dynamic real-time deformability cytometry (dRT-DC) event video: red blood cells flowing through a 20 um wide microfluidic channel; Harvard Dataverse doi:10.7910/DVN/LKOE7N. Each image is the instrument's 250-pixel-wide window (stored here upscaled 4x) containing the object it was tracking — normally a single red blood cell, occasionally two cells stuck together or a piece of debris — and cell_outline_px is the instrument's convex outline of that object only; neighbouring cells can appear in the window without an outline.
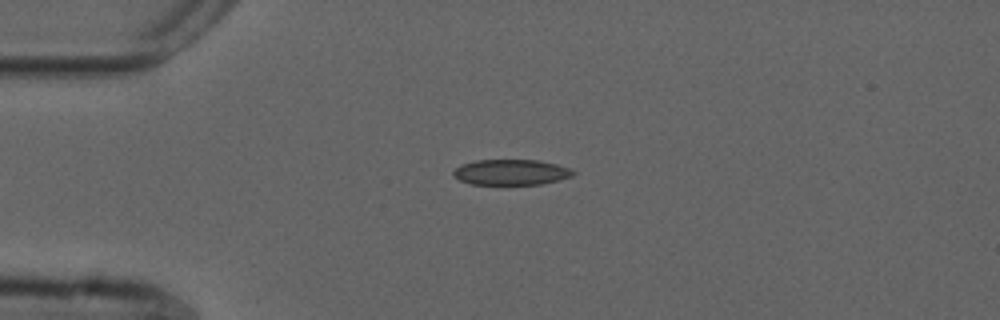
{"species": "common noctule bat (a hibernating species)", "species_latin": "Nyctalus noctula", "temperature_condition": "cold", "stored_images_in_passage": 32, "camera_frame_rate_fps": 3000, "um_per_image_px": 0.085, "animal": {"sex": "male", "forearm_length_mm": 52.5}, "frame": {"image": 1, "passage_image": 1, "time_ms": 0.0, "image_size_px": [1000, 320], "cell_outline_px": [[576, 172], [572, 176], [540, 184], [472, 184], [460, 180], [452, 176], [452, 172], [460, 164], [476, 160], [540, 160], [572, 168]], "centroid_in_image_um": [43.43, 14.63], "position_along_channel_um": 41.6, "area_um2": 17.86}}
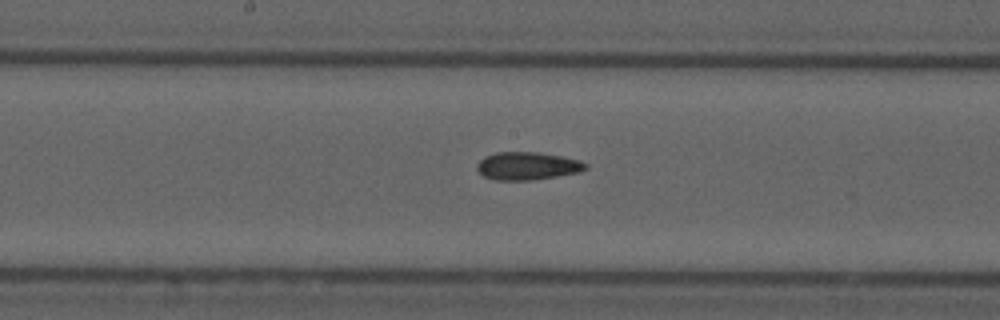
{"frame": {"image": 2, "passage_image": 16, "time_ms": 5.0, "image_size_px": [1000, 320], "cell_outline_px": [[588, 168], [580, 172], [532, 180], [496, 180], [484, 176], [476, 168], [476, 164], [484, 156], [496, 152], [536, 152], [560, 156], [580, 160], [588, 164]], "centroid_in_image_um": [44.83, 14.1], "position_along_channel_um": 203.4, "area_um2": 17.63}}
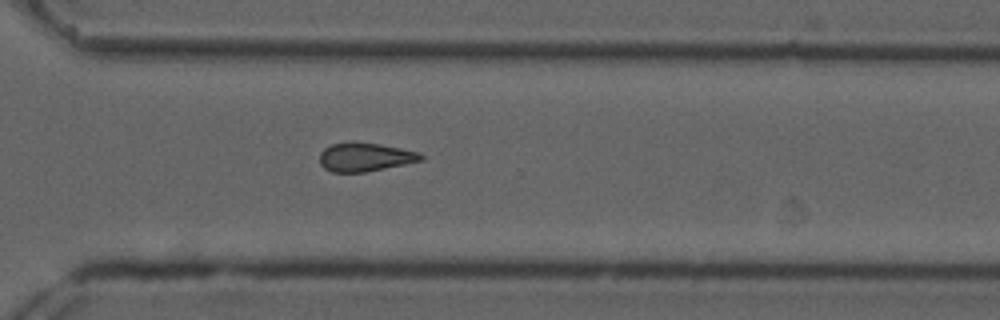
{"frame": {"image": 3, "passage_image": 27, "time_ms": 8.667, "image_size_px": [1000, 320], "cell_outline_px": [[424, 160], [364, 172], [332, 172], [324, 168], [320, 164], [320, 152], [324, 148], [332, 144], [348, 140], [352, 140], [380, 144], [420, 152], [424, 156]], "centroid_in_image_um": [31.01, 13.32], "position_along_channel_um": 339.6, "area_um2": 17.17}, "authors_computed_cell_mechanics": {"area_um2": 17.4267, "velocity_mm_per_s": 3.7208, "shape_relaxation_time_tau1_ms": null, "shape_relaxation_time_tau2_ms": 6.3142, "deformation_change_tau1": null, "deformation_change_tau2": 0.1225}}